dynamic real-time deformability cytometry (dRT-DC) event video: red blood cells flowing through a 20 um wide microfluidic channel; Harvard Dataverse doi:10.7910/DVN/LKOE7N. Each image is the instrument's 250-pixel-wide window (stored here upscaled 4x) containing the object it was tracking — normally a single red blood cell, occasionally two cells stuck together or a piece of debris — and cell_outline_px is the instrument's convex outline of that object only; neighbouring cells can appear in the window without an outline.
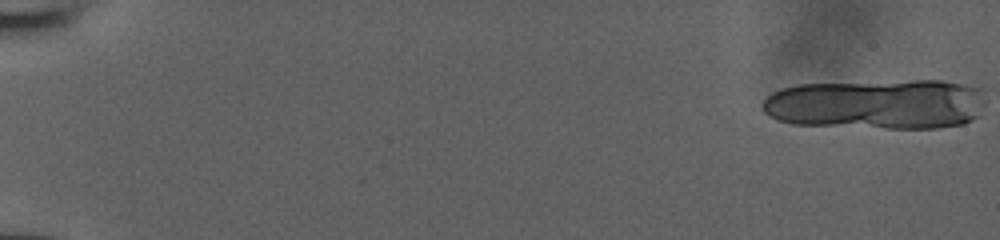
{"species": "human", "species_latin": "Homo sapiens", "temperature_condition": "room temperature", "stored_images_in_passage": 41, "camera_frame_rate_fps": 3000, "um_per_image_px": 0.085, "donor": {"sex": "male"}, "frame": {"image": 1, "passage_image": 1, "time_ms": 0.0, "image_size_px": [1000, 240], "cell_outline_px": [[980, 88], [976, 116], [972, 120], [964, 124], [936, 128], [884, 128], [792, 124], [768, 116], [764, 112], [764, 100], [772, 92], [780, 88], [800, 84], [912, 80], [940, 80]], "centroid_in_image_um": [74.43, 8.86], "position_along_channel_um": 10.6, "area_um2": 64.85}}
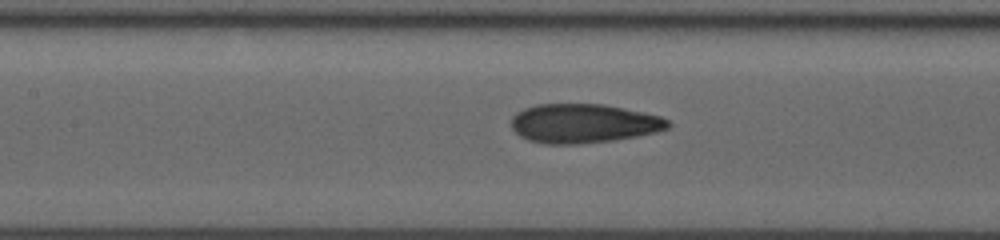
{"frame": {"image": 2, "passage_image": 24, "time_ms": 7.667, "image_size_px": [1000, 240], "cell_outline_px": [[672, 124], [668, 128], [656, 132], [636, 136], [612, 140], [580, 144], [544, 144], [528, 140], [520, 136], [512, 128], [512, 116], [516, 112], [524, 108], [536, 104], [604, 104], [644, 112], [660, 116], [668, 120]], "centroid_in_image_um": [49.59, 10.49], "position_along_channel_um": 157.8, "area_um2": 35.84}}
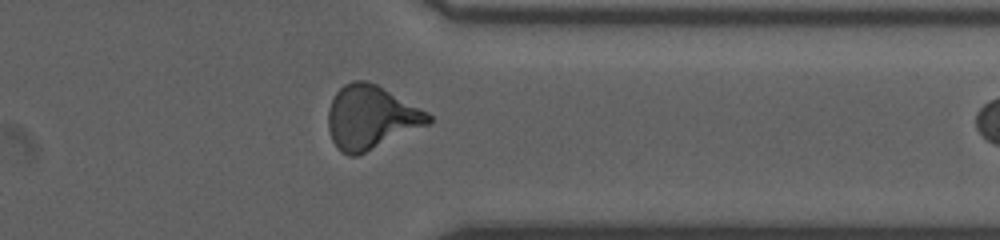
{"frame": {"image": 3, "passage_image": 40, "time_ms": 13.0, "image_size_px": [1000, 240], "cell_outline_px": [[432, 120], [428, 124], [356, 156], [348, 156], [340, 152], [336, 148], [332, 140], [328, 128], [328, 108], [336, 92], [344, 84], [352, 80], [364, 80], [376, 84], [428, 112], [432, 116]], "centroid_in_image_um": [31.49, 9.97], "position_along_channel_um": 379.9, "area_um2": 36.88}}